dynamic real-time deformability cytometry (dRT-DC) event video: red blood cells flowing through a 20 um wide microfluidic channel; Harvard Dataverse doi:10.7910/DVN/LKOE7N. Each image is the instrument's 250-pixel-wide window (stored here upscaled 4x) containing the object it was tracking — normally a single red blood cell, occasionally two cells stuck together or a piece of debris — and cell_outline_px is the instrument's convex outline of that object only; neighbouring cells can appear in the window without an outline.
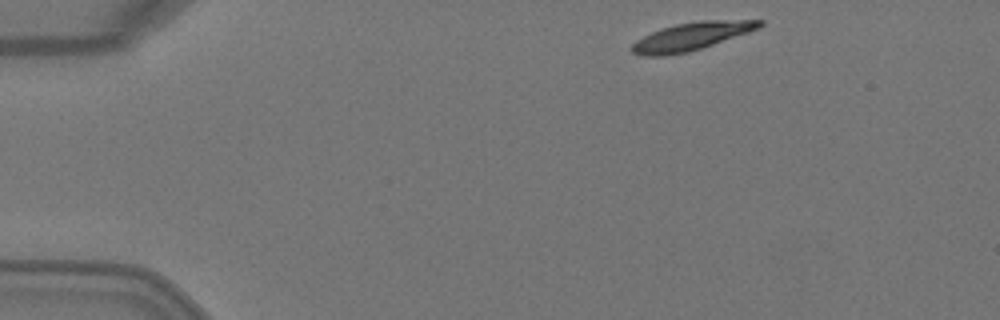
{"species": "Egyptian fruit bat (a non-hibernating species)", "species_latin": "Rousettus aegyptiacus", "temperature_condition": "warm", "stored_images_in_passage": 2, "camera_frame_rate_fps": 3000, "um_per_image_px": 0.085, "animal": {"sex": "female"}, "frame": {"image": 1, "passage_image": 1, "time_ms": 0.0, "image_size_px": [1000, 320], "cell_outline_px": [[764, 24], [760, 28], [688, 52], [664, 56], [644, 56], [632, 52], [628, 48], [636, 40], [652, 32], [676, 24], [700, 20], [764, 20]], "centroid_in_image_um": [58.75, 3.09], "position_along_channel_um": 26.3, "area_um2": 20.52}}